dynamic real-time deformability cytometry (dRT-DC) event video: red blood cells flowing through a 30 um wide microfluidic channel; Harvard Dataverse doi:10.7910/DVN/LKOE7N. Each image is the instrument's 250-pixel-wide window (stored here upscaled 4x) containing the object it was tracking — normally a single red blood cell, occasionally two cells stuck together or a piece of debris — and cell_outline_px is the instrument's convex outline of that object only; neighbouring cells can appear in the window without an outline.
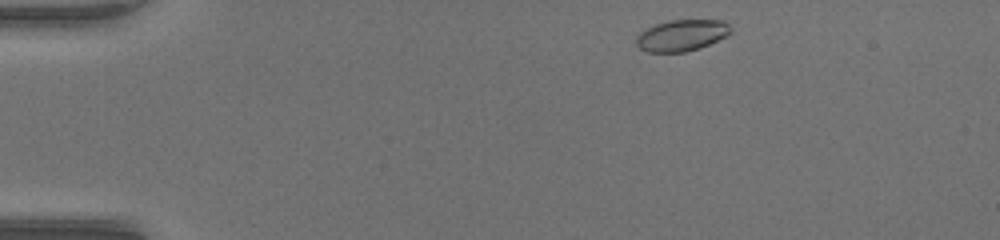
{"species": "common noctule bat (a hibernating species)", "species_latin": "Nyctalus noctula", "temperature_condition": "warm", "stored_images_in_passage": 44, "camera_frame_rate_fps": 3000, "um_per_image_px": 0.085, "animal": {"sex": "female", "body_mass_g": 17.0, "forearm_length_mm": 48.0}, "frame": {"image": 1, "passage_image": 1, "time_ms": 0.0, "image_size_px": [1000, 240], "cell_outline_px": [[732, 32], [728, 36], [700, 48], [684, 52], [648, 52], [640, 48], [636, 44], [636, 36], [640, 32], [656, 24], [668, 20], [724, 20], [732, 28]], "centroid_in_image_um": [57.98, 3.0], "position_along_channel_um": 27.0, "area_um2": 17.4}}
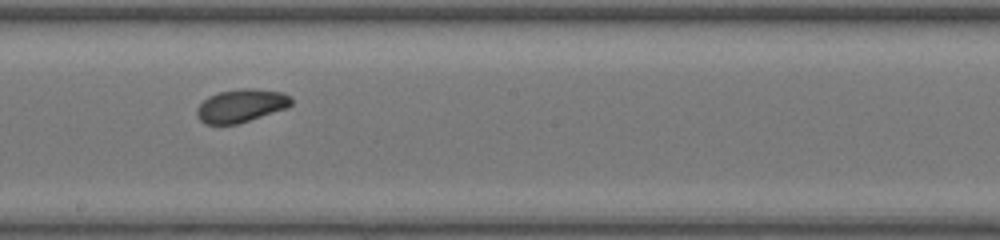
{"frame": {"image": 2, "passage_image": 22, "time_ms": 7.0, "image_size_px": [1000, 240], "cell_outline_px": [[292, 104], [288, 108], [236, 124], [204, 124], [200, 120], [196, 112], [196, 108], [208, 96], [220, 92], [240, 88], [252, 88], [284, 92], [292, 100]], "centroid_in_image_um": [20.5, 8.98], "position_along_channel_um": 227.7, "area_um2": 18.21}}
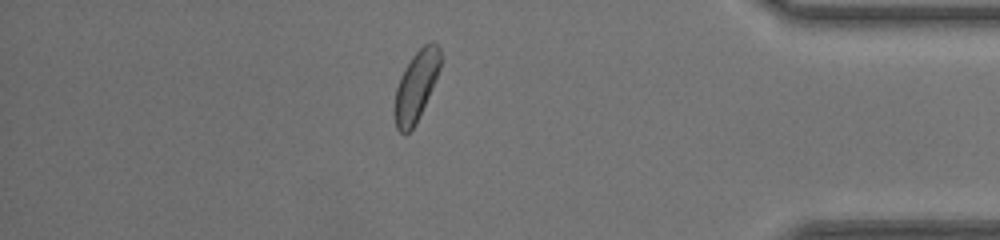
{"frame": {"image": 3, "passage_image": 37, "time_ms": 12.0, "image_size_px": [1000, 240], "cell_outline_px": [[440, 68], [416, 124], [404, 136], [396, 128], [392, 112], [392, 108], [396, 88], [400, 76], [404, 68], [412, 56], [424, 44], [432, 40], [440, 48]], "centroid_in_image_um": [35.31, 7.34], "position_along_channel_um": 399.9, "area_um2": 18.84}, "authors_computed_cell_mechanics": {"area_um2": 18.1781, "velocity_mm_per_s": 4.0809, "shape_relaxation_time_tau1_ms": 1.9918, "shape_relaxation_time_tau2_ms": 8.2874, "deformation_change_tau1": 0.0811, "deformation_change_tau2": 0.1504}}